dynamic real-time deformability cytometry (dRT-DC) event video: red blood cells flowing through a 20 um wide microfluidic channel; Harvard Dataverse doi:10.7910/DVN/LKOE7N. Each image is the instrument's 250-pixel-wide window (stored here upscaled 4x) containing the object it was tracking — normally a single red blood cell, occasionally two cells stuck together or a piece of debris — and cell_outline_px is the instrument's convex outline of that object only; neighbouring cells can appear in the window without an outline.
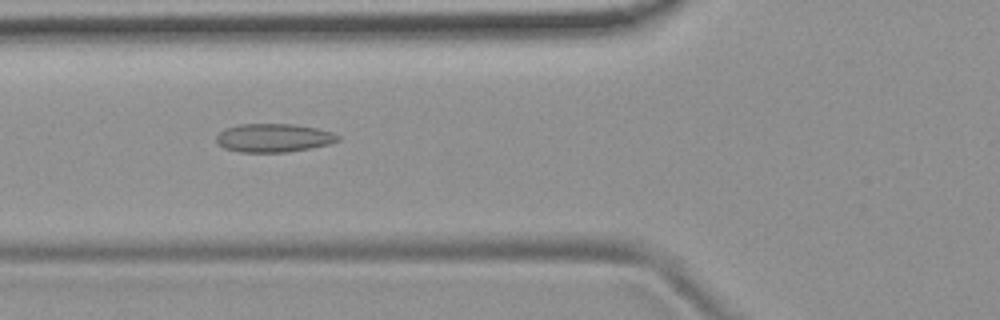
{"species": "common noctule bat (a hibernating species)", "species_latin": "Nyctalus noctula", "temperature_condition": "room temperature", "stored_images_in_passage": 49, "camera_frame_rate_fps": 3000, "um_per_image_px": 0.085, "animal": {"sex": "female", "body_mass_g": 19.9}, "frame": {"image": 1, "passage_image": 15, "time_ms": 4.667, "image_size_px": [1000, 320], "cell_outline_px": [[340, 140], [328, 144], [288, 152], [240, 152], [224, 148], [216, 144], [216, 136], [224, 128], [240, 124], [292, 124], [316, 128], [332, 132], [340, 136]], "centroid_in_image_um": [23.22, 11.72], "position_along_channel_um": 102.6, "area_um2": 20.17}}
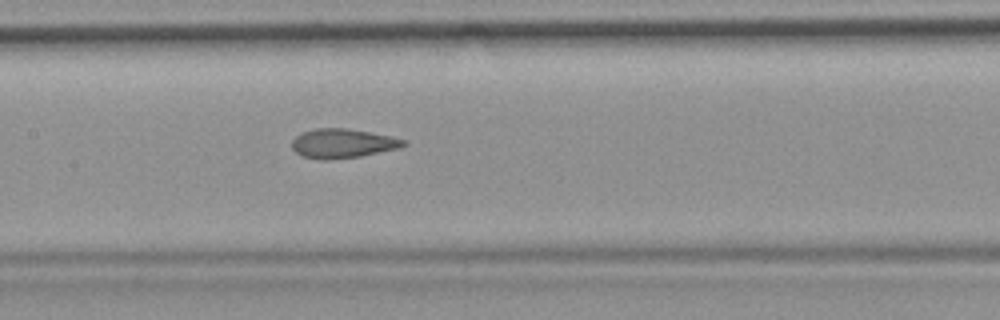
{"frame": {"image": 2, "passage_image": 21, "time_ms": 6.667, "image_size_px": [1000, 320], "cell_outline_px": [[408, 144], [396, 148], [360, 156], [328, 160], [320, 160], [304, 156], [296, 152], [292, 148], [292, 140], [300, 132], [316, 128], [348, 128], [392, 136], [408, 140]], "centroid_in_image_um": [29.12, 12.18], "position_along_channel_um": 178.3, "area_um2": 19.07}}
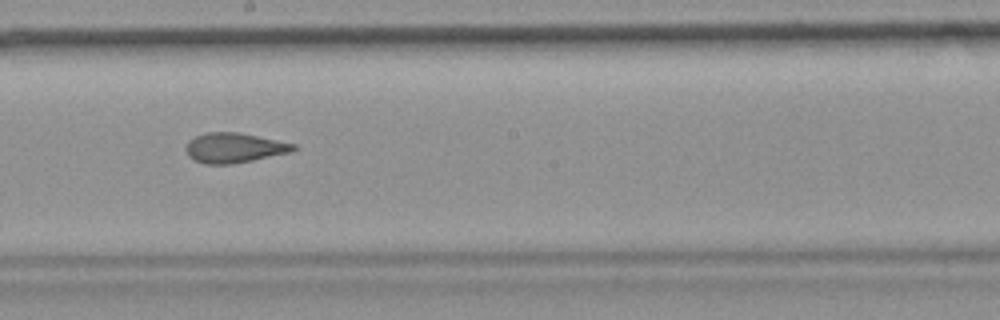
{"frame": {"image": 3, "passage_image": 25, "time_ms": 8.0, "image_size_px": [1000, 320], "cell_outline_px": [[296, 148], [292, 152], [232, 164], [204, 164], [192, 160], [188, 156], [184, 148], [188, 140], [196, 136], [208, 132], [240, 132], [296, 144]], "centroid_in_image_um": [19.87, 12.56], "position_along_channel_um": 228.3, "area_um2": 18.9}, "authors_computed_cell_mechanics": {"area_um2": 19.4208, "velocity_mm_per_s": 3.7705, "shape_relaxation_time_tau1_ms": null, "shape_relaxation_time_tau2_ms": 2.1476, "deformation_change_tau1": null, "deformation_change_tau2": 0.0978}}